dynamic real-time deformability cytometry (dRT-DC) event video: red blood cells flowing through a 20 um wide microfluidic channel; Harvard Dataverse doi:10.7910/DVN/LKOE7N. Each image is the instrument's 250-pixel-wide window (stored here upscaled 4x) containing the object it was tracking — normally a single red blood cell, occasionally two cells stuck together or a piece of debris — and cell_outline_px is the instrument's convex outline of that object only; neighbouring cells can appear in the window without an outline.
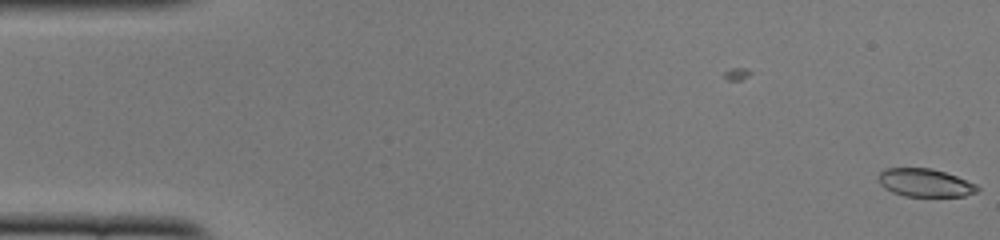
{"species": "common noctule bat (a hibernating species)", "species_latin": "Nyctalus noctula", "temperature_condition": "cold", "stored_images_in_passage": 5, "camera_frame_rate_fps": 3000, "um_per_image_px": 0.085, "animal": {"sex": "female", "body_mass_g": 22.0, "forearm_length_mm": 56.7}, "frame": {"image": 1, "passage_image": 5, "time_ms": 1.333, "image_size_px": [1000, 240], "cell_outline_px": [[980, 188], [976, 192], [964, 196], [904, 196], [892, 192], [884, 188], [880, 184], [876, 176], [884, 168], [932, 168], [956, 176], [976, 184]], "centroid_in_image_um": [78.58, 15.53], "position_along_channel_um": 6.4, "area_um2": 16.24}}